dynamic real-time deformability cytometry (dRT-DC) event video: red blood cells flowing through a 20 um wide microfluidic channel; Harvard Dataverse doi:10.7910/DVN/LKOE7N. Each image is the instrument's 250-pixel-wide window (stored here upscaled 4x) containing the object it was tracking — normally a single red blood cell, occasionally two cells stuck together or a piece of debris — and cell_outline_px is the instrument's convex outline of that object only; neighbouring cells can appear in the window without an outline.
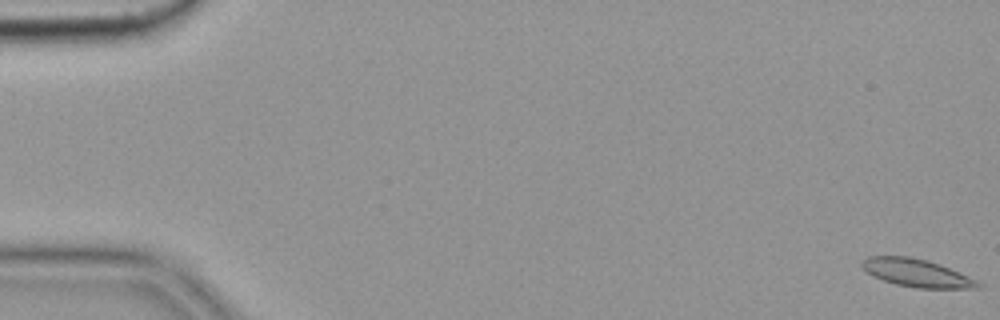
{"species": "common noctule bat (a hibernating species)", "species_latin": "Nyctalus noctula", "temperature_condition": "cold", "stored_images_in_passage": 5, "camera_frame_rate_fps": 3000, "um_per_image_px": 0.085, "animal": {"sex": "female", "body_mass_g": 19.9}, "frame": {"image": 1, "passage_image": 1, "time_ms": 0.0, "image_size_px": [1000, 320], "cell_outline_px": [[980, 288], [916, 288], [896, 284], [884, 280], [868, 272], [860, 264], [868, 256], [908, 256], [928, 260], [940, 264], [976, 280], [980, 284]], "centroid_in_image_um": [77.92, 23.19], "position_along_channel_um": 7.1, "area_um2": 18.44}}